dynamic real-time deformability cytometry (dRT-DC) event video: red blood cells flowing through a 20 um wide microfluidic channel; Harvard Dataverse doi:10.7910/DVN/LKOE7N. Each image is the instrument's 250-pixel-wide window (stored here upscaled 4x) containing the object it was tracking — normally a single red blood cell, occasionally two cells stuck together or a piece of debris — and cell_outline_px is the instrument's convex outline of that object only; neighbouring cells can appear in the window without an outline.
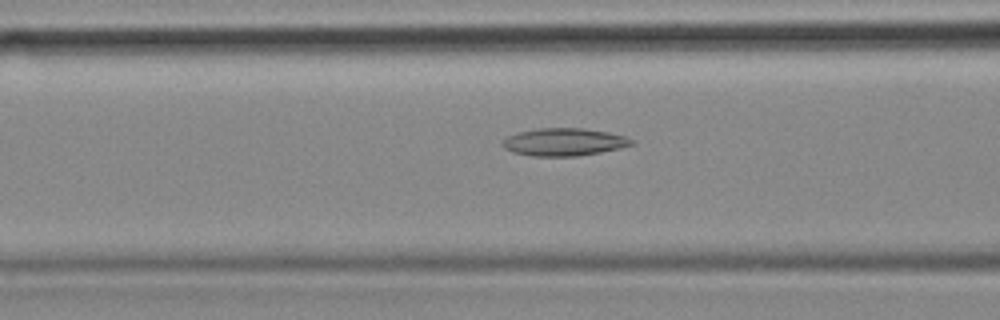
{"species": "common noctule bat (a hibernating species)", "species_latin": "Nyctalus noctula", "temperature_condition": "cold", "stored_images_in_passage": 55, "camera_frame_rate_fps": 3000, "um_per_image_px": 0.085, "animal": {"sex": "female", "body_mass_g": 18.4}, "frame": {"image": 1, "passage_image": 21, "time_ms": 6.667, "image_size_px": [1000, 320], "cell_outline_px": [[636, 144], [620, 148], [600, 152], [576, 156], [532, 156], [512, 152], [504, 148], [500, 144], [500, 140], [508, 136], [520, 132], [536, 128], [584, 128], [608, 132], [624, 136], [636, 140]], "centroid_in_image_um": [47.94, 12.07], "position_along_channel_um": 118.7, "area_um2": 20.98}}
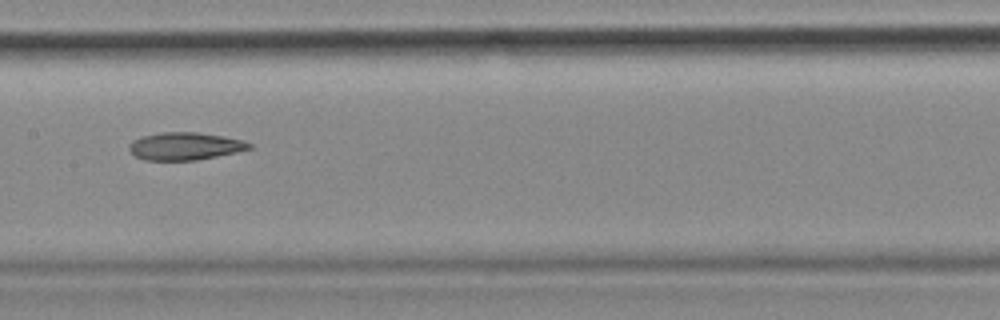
{"frame": {"image": 2, "passage_image": 27, "time_ms": 8.667, "image_size_px": [1000, 320], "cell_outline_px": [[252, 148], [236, 152], [196, 160], [144, 160], [136, 156], [128, 148], [128, 144], [132, 140], [140, 136], [160, 132], [200, 132], [224, 136], [244, 140], [252, 144]], "centroid_in_image_um": [15.71, 12.41], "position_along_channel_um": 191.7, "area_um2": 19.48}}
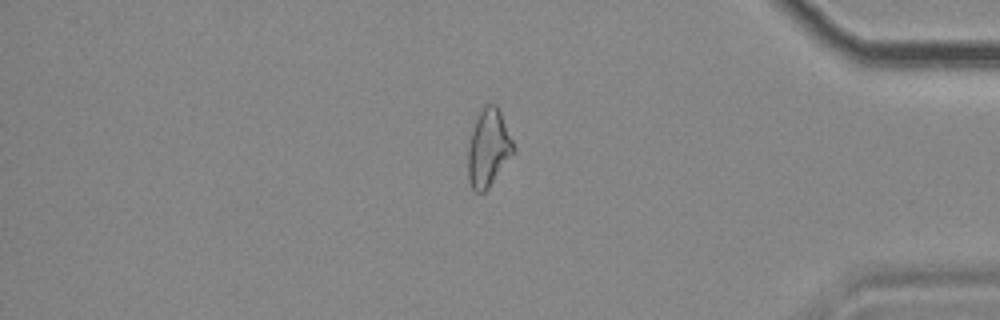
{"frame": {"image": 3, "passage_image": 46, "time_ms": 15.0, "image_size_px": [1000, 320], "cell_outline_px": [[516, 152], [488, 188], [484, 192], [476, 192], [472, 188], [468, 180], [468, 148], [472, 132], [476, 120], [480, 112], [488, 104], [496, 104], [500, 112], [516, 148]], "centroid_in_image_um": [41.54, 12.63], "position_along_channel_um": 393.7, "area_um2": 20.35}, "authors_computed_cell_mechanics": {"area_um2": 20.9814, "velocity_mm_per_s": 3.6559, "shape_relaxation_time_tau1_ms": null, "shape_relaxation_time_tau2_ms": 5.2878, "deformation_change_tau1": null, "deformation_change_tau2": 0.1509}}